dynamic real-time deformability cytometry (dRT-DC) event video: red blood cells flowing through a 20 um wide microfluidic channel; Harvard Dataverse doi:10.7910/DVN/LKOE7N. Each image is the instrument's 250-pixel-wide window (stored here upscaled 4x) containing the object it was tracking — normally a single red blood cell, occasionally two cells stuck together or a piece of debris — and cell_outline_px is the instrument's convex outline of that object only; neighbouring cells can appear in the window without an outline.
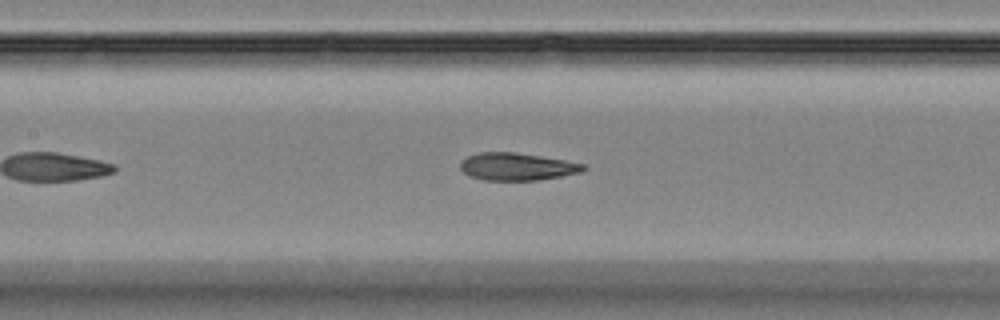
{"species": "Egyptian fruit bat (a non-hibernating species)", "species_latin": "Rousettus aegyptiacus", "temperature_condition": "room temperature", "stored_images_in_passage": 16, "camera_frame_rate_fps": 3000, "um_per_image_px": 0.085, "animal": {"sex": "female"}, "frame": {"image": 1, "passage_image": 14, "time_ms": 4.333, "image_size_px": [1000, 320], "cell_outline_px": [[588, 168], [580, 172], [540, 180], [484, 180], [468, 176], [460, 168], [460, 160], [468, 156], [480, 152], [516, 152], [564, 160], [584, 164]], "centroid_in_image_um": [43.91, 14.16], "position_along_channel_um": 163.5, "area_um2": 19.71}}